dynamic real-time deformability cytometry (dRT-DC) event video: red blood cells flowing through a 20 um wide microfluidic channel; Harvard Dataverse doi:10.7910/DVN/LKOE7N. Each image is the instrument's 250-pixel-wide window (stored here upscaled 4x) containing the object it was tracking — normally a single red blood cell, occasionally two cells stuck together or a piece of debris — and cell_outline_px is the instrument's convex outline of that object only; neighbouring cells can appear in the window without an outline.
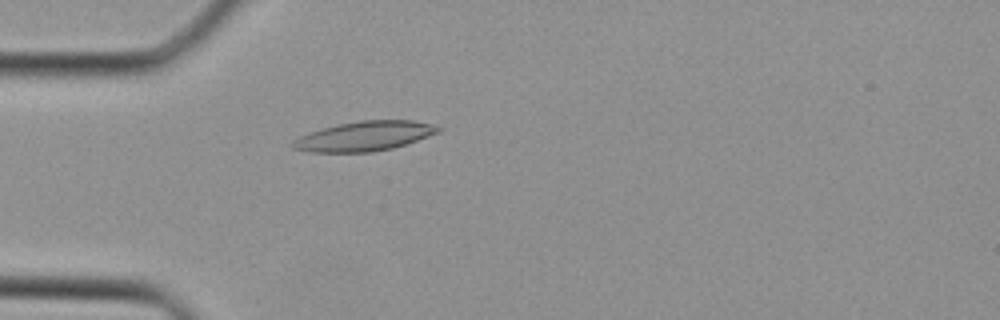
{"species": "Egyptian fruit bat (a non-hibernating species)", "species_latin": "Rousettus aegyptiacus", "temperature_condition": "cold", "stored_images_in_passage": 34, "camera_frame_rate_fps": 3000, "um_per_image_px": 0.085, "animal": {"sex": "female"}, "frame": {"image": 1, "passage_image": 6, "time_ms": 1.667, "image_size_px": [1000, 320], "cell_outline_px": [[440, 132], [392, 148], [372, 152], [308, 152], [292, 148], [292, 140], [300, 136], [324, 128], [340, 124], [360, 120], [412, 120], [432, 124], [440, 128]], "centroid_in_image_um": [30.96, 11.57], "position_along_channel_um": 54.0, "area_um2": 24.8}}
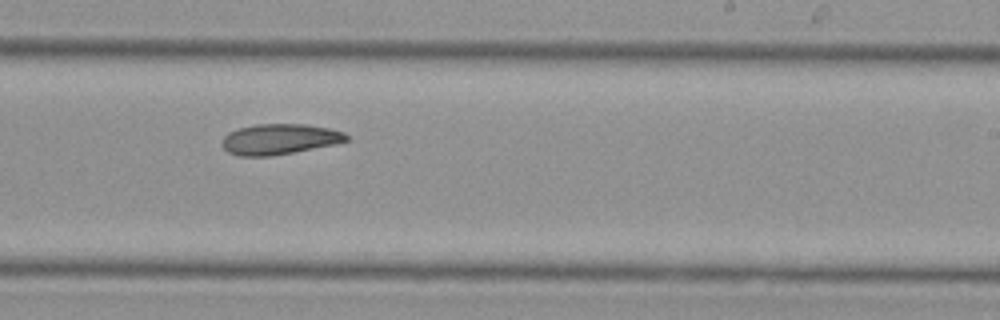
{"frame": {"image": 2, "passage_image": 19, "time_ms": 6.0, "image_size_px": [1000, 320], "cell_outline_px": [[348, 140], [336, 144], [272, 156], [236, 156], [228, 152], [220, 144], [220, 140], [228, 132], [236, 128], [256, 124], [304, 124], [328, 128], [344, 132], [348, 136]], "centroid_in_image_um": [23.7, 11.83], "position_along_channel_um": 265.3, "area_um2": 22.37}}
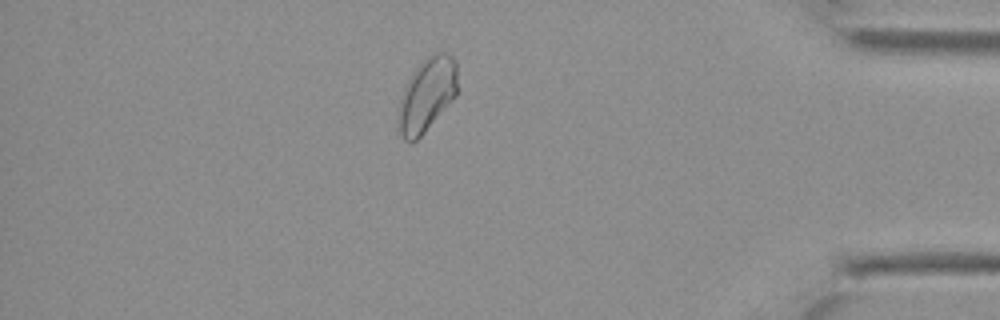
{"frame": {"image": 3, "passage_image": 29, "time_ms": 9.333, "image_size_px": [1000, 320], "cell_outline_px": [[456, 96], [424, 132], [416, 140], [404, 140], [396, 124], [396, 120], [400, 100], [404, 88], [412, 72], [432, 52], [444, 52], [452, 56], [456, 60]], "centroid_in_image_um": [36.27, 8.04], "position_along_channel_um": 398.9, "area_um2": 25.2}}